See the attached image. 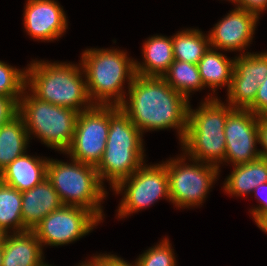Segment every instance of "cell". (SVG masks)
<instances>
[{
    "mask_svg": "<svg viewBox=\"0 0 267 266\" xmlns=\"http://www.w3.org/2000/svg\"><path fill=\"white\" fill-rule=\"evenodd\" d=\"M23 17L26 32L39 41H54L68 28L66 13L55 0H27Z\"/></svg>",
    "mask_w": 267,
    "mask_h": 266,
    "instance_id": "obj_13",
    "label": "cell"
},
{
    "mask_svg": "<svg viewBox=\"0 0 267 266\" xmlns=\"http://www.w3.org/2000/svg\"><path fill=\"white\" fill-rule=\"evenodd\" d=\"M81 63L34 60L26 68V88L38 99L82 112L93 107ZM84 77V79L82 78Z\"/></svg>",
    "mask_w": 267,
    "mask_h": 266,
    "instance_id": "obj_2",
    "label": "cell"
},
{
    "mask_svg": "<svg viewBox=\"0 0 267 266\" xmlns=\"http://www.w3.org/2000/svg\"><path fill=\"white\" fill-rule=\"evenodd\" d=\"M108 132L109 105H94L78 114L72 142L64 154L97 167L106 149Z\"/></svg>",
    "mask_w": 267,
    "mask_h": 266,
    "instance_id": "obj_9",
    "label": "cell"
},
{
    "mask_svg": "<svg viewBox=\"0 0 267 266\" xmlns=\"http://www.w3.org/2000/svg\"><path fill=\"white\" fill-rule=\"evenodd\" d=\"M19 113V102L12 96L0 95V127L10 122Z\"/></svg>",
    "mask_w": 267,
    "mask_h": 266,
    "instance_id": "obj_30",
    "label": "cell"
},
{
    "mask_svg": "<svg viewBox=\"0 0 267 266\" xmlns=\"http://www.w3.org/2000/svg\"><path fill=\"white\" fill-rule=\"evenodd\" d=\"M228 1H230V2H234V4H235V7L240 3V1L241 0H228Z\"/></svg>",
    "mask_w": 267,
    "mask_h": 266,
    "instance_id": "obj_40",
    "label": "cell"
},
{
    "mask_svg": "<svg viewBox=\"0 0 267 266\" xmlns=\"http://www.w3.org/2000/svg\"><path fill=\"white\" fill-rule=\"evenodd\" d=\"M144 151V148L106 147L96 167L101 182L104 184L106 179L113 189L145 163Z\"/></svg>",
    "mask_w": 267,
    "mask_h": 266,
    "instance_id": "obj_14",
    "label": "cell"
},
{
    "mask_svg": "<svg viewBox=\"0 0 267 266\" xmlns=\"http://www.w3.org/2000/svg\"><path fill=\"white\" fill-rule=\"evenodd\" d=\"M236 7L255 13L259 17L267 8V0H241Z\"/></svg>",
    "mask_w": 267,
    "mask_h": 266,
    "instance_id": "obj_35",
    "label": "cell"
},
{
    "mask_svg": "<svg viewBox=\"0 0 267 266\" xmlns=\"http://www.w3.org/2000/svg\"><path fill=\"white\" fill-rule=\"evenodd\" d=\"M247 109L255 115L267 116V77L259 85L255 100Z\"/></svg>",
    "mask_w": 267,
    "mask_h": 266,
    "instance_id": "obj_32",
    "label": "cell"
},
{
    "mask_svg": "<svg viewBox=\"0 0 267 266\" xmlns=\"http://www.w3.org/2000/svg\"><path fill=\"white\" fill-rule=\"evenodd\" d=\"M101 221L89 210L63 205L44 217L33 229L41 246H63L90 233Z\"/></svg>",
    "mask_w": 267,
    "mask_h": 266,
    "instance_id": "obj_10",
    "label": "cell"
},
{
    "mask_svg": "<svg viewBox=\"0 0 267 266\" xmlns=\"http://www.w3.org/2000/svg\"><path fill=\"white\" fill-rule=\"evenodd\" d=\"M77 266H100V262L93 256L89 261H84V263H79Z\"/></svg>",
    "mask_w": 267,
    "mask_h": 266,
    "instance_id": "obj_36",
    "label": "cell"
},
{
    "mask_svg": "<svg viewBox=\"0 0 267 266\" xmlns=\"http://www.w3.org/2000/svg\"><path fill=\"white\" fill-rule=\"evenodd\" d=\"M26 90L19 100L18 114L29 138L33 134L47 147L65 153L72 142L79 112L42 101Z\"/></svg>",
    "mask_w": 267,
    "mask_h": 266,
    "instance_id": "obj_6",
    "label": "cell"
},
{
    "mask_svg": "<svg viewBox=\"0 0 267 266\" xmlns=\"http://www.w3.org/2000/svg\"><path fill=\"white\" fill-rule=\"evenodd\" d=\"M259 83L245 77H232L227 91L228 104L233 109H247L255 100Z\"/></svg>",
    "mask_w": 267,
    "mask_h": 266,
    "instance_id": "obj_27",
    "label": "cell"
},
{
    "mask_svg": "<svg viewBox=\"0 0 267 266\" xmlns=\"http://www.w3.org/2000/svg\"><path fill=\"white\" fill-rule=\"evenodd\" d=\"M26 88V69H18L0 60V95L12 96L18 102Z\"/></svg>",
    "mask_w": 267,
    "mask_h": 266,
    "instance_id": "obj_28",
    "label": "cell"
},
{
    "mask_svg": "<svg viewBox=\"0 0 267 266\" xmlns=\"http://www.w3.org/2000/svg\"><path fill=\"white\" fill-rule=\"evenodd\" d=\"M257 226L267 234V215L264 216L258 223Z\"/></svg>",
    "mask_w": 267,
    "mask_h": 266,
    "instance_id": "obj_37",
    "label": "cell"
},
{
    "mask_svg": "<svg viewBox=\"0 0 267 266\" xmlns=\"http://www.w3.org/2000/svg\"><path fill=\"white\" fill-rule=\"evenodd\" d=\"M143 134L119 108L109 105V132L106 147L144 148Z\"/></svg>",
    "mask_w": 267,
    "mask_h": 266,
    "instance_id": "obj_22",
    "label": "cell"
},
{
    "mask_svg": "<svg viewBox=\"0 0 267 266\" xmlns=\"http://www.w3.org/2000/svg\"><path fill=\"white\" fill-rule=\"evenodd\" d=\"M258 144L263 148L259 150L260 156L267 158V116H259Z\"/></svg>",
    "mask_w": 267,
    "mask_h": 266,
    "instance_id": "obj_33",
    "label": "cell"
},
{
    "mask_svg": "<svg viewBox=\"0 0 267 266\" xmlns=\"http://www.w3.org/2000/svg\"><path fill=\"white\" fill-rule=\"evenodd\" d=\"M233 167L223 186L226 193L232 196H248L258 185L267 182V158L260 157Z\"/></svg>",
    "mask_w": 267,
    "mask_h": 266,
    "instance_id": "obj_19",
    "label": "cell"
},
{
    "mask_svg": "<svg viewBox=\"0 0 267 266\" xmlns=\"http://www.w3.org/2000/svg\"><path fill=\"white\" fill-rule=\"evenodd\" d=\"M21 199L24 231L33 230L44 217L63 206L47 178L35 187L21 192Z\"/></svg>",
    "mask_w": 267,
    "mask_h": 266,
    "instance_id": "obj_16",
    "label": "cell"
},
{
    "mask_svg": "<svg viewBox=\"0 0 267 266\" xmlns=\"http://www.w3.org/2000/svg\"><path fill=\"white\" fill-rule=\"evenodd\" d=\"M71 163L48 159L47 179L58 193L63 205L78 206L103 220L101 202L107 192L96 167L71 159Z\"/></svg>",
    "mask_w": 267,
    "mask_h": 266,
    "instance_id": "obj_5",
    "label": "cell"
},
{
    "mask_svg": "<svg viewBox=\"0 0 267 266\" xmlns=\"http://www.w3.org/2000/svg\"><path fill=\"white\" fill-rule=\"evenodd\" d=\"M232 77H245L261 84L267 77V52H246L235 57Z\"/></svg>",
    "mask_w": 267,
    "mask_h": 266,
    "instance_id": "obj_26",
    "label": "cell"
},
{
    "mask_svg": "<svg viewBox=\"0 0 267 266\" xmlns=\"http://www.w3.org/2000/svg\"><path fill=\"white\" fill-rule=\"evenodd\" d=\"M172 41L174 59L196 65L210 47L209 35H204L199 29L178 31L172 36Z\"/></svg>",
    "mask_w": 267,
    "mask_h": 266,
    "instance_id": "obj_23",
    "label": "cell"
},
{
    "mask_svg": "<svg viewBox=\"0 0 267 266\" xmlns=\"http://www.w3.org/2000/svg\"><path fill=\"white\" fill-rule=\"evenodd\" d=\"M184 154V155H182ZM180 158L163 162L166 165L170 201L177 208L198 207L218 178L220 169L197 161L182 153ZM186 157L193 164L185 163Z\"/></svg>",
    "mask_w": 267,
    "mask_h": 266,
    "instance_id": "obj_7",
    "label": "cell"
},
{
    "mask_svg": "<svg viewBox=\"0 0 267 266\" xmlns=\"http://www.w3.org/2000/svg\"><path fill=\"white\" fill-rule=\"evenodd\" d=\"M259 116L248 109H234L224 128L226 152L224 163L240 165L260 158L258 143Z\"/></svg>",
    "mask_w": 267,
    "mask_h": 266,
    "instance_id": "obj_11",
    "label": "cell"
},
{
    "mask_svg": "<svg viewBox=\"0 0 267 266\" xmlns=\"http://www.w3.org/2000/svg\"><path fill=\"white\" fill-rule=\"evenodd\" d=\"M4 236H5V233L0 229V244L3 242Z\"/></svg>",
    "mask_w": 267,
    "mask_h": 266,
    "instance_id": "obj_39",
    "label": "cell"
},
{
    "mask_svg": "<svg viewBox=\"0 0 267 266\" xmlns=\"http://www.w3.org/2000/svg\"><path fill=\"white\" fill-rule=\"evenodd\" d=\"M29 141L24 120L19 114L0 127V172L13 160L27 153Z\"/></svg>",
    "mask_w": 267,
    "mask_h": 266,
    "instance_id": "obj_21",
    "label": "cell"
},
{
    "mask_svg": "<svg viewBox=\"0 0 267 266\" xmlns=\"http://www.w3.org/2000/svg\"><path fill=\"white\" fill-rule=\"evenodd\" d=\"M168 237L142 253L137 259V266H177L175 253Z\"/></svg>",
    "mask_w": 267,
    "mask_h": 266,
    "instance_id": "obj_29",
    "label": "cell"
},
{
    "mask_svg": "<svg viewBox=\"0 0 267 266\" xmlns=\"http://www.w3.org/2000/svg\"><path fill=\"white\" fill-rule=\"evenodd\" d=\"M2 258H3V242L0 244V266H2Z\"/></svg>",
    "mask_w": 267,
    "mask_h": 266,
    "instance_id": "obj_38",
    "label": "cell"
},
{
    "mask_svg": "<svg viewBox=\"0 0 267 266\" xmlns=\"http://www.w3.org/2000/svg\"><path fill=\"white\" fill-rule=\"evenodd\" d=\"M94 257L100 262V266H137L136 262L132 265L114 254H98Z\"/></svg>",
    "mask_w": 267,
    "mask_h": 266,
    "instance_id": "obj_34",
    "label": "cell"
},
{
    "mask_svg": "<svg viewBox=\"0 0 267 266\" xmlns=\"http://www.w3.org/2000/svg\"><path fill=\"white\" fill-rule=\"evenodd\" d=\"M43 247L33 230L6 233L2 266H51L44 262Z\"/></svg>",
    "mask_w": 267,
    "mask_h": 266,
    "instance_id": "obj_15",
    "label": "cell"
},
{
    "mask_svg": "<svg viewBox=\"0 0 267 266\" xmlns=\"http://www.w3.org/2000/svg\"><path fill=\"white\" fill-rule=\"evenodd\" d=\"M252 193L255 194V198L258 199V202H260L258 207L250 209V213L254 218L253 220L257 224L264 216L267 215V182L258 185ZM263 193L266 196L263 195Z\"/></svg>",
    "mask_w": 267,
    "mask_h": 266,
    "instance_id": "obj_31",
    "label": "cell"
},
{
    "mask_svg": "<svg viewBox=\"0 0 267 266\" xmlns=\"http://www.w3.org/2000/svg\"><path fill=\"white\" fill-rule=\"evenodd\" d=\"M112 190L116 191V194H123L117 210L118 218L127 217V215L150 207L162 197L170 201L166 165L164 163L143 164L131 176L121 180Z\"/></svg>",
    "mask_w": 267,
    "mask_h": 266,
    "instance_id": "obj_8",
    "label": "cell"
},
{
    "mask_svg": "<svg viewBox=\"0 0 267 266\" xmlns=\"http://www.w3.org/2000/svg\"><path fill=\"white\" fill-rule=\"evenodd\" d=\"M258 19L255 13L234 8L208 33L210 47L220 51H243L244 55L245 48L252 42Z\"/></svg>",
    "mask_w": 267,
    "mask_h": 266,
    "instance_id": "obj_12",
    "label": "cell"
},
{
    "mask_svg": "<svg viewBox=\"0 0 267 266\" xmlns=\"http://www.w3.org/2000/svg\"><path fill=\"white\" fill-rule=\"evenodd\" d=\"M212 96L208 95L198 109L189 105L187 129L180 144L187 157L219 168L225 160L227 116L234 109Z\"/></svg>",
    "mask_w": 267,
    "mask_h": 266,
    "instance_id": "obj_3",
    "label": "cell"
},
{
    "mask_svg": "<svg viewBox=\"0 0 267 266\" xmlns=\"http://www.w3.org/2000/svg\"><path fill=\"white\" fill-rule=\"evenodd\" d=\"M162 78L188 100L191 92L205 88L198 66L189 62L174 60Z\"/></svg>",
    "mask_w": 267,
    "mask_h": 266,
    "instance_id": "obj_25",
    "label": "cell"
},
{
    "mask_svg": "<svg viewBox=\"0 0 267 266\" xmlns=\"http://www.w3.org/2000/svg\"><path fill=\"white\" fill-rule=\"evenodd\" d=\"M81 58L88 94L93 104L119 106L126 98L125 81L129 87L136 75L135 60L117 48H88Z\"/></svg>",
    "mask_w": 267,
    "mask_h": 266,
    "instance_id": "obj_4",
    "label": "cell"
},
{
    "mask_svg": "<svg viewBox=\"0 0 267 266\" xmlns=\"http://www.w3.org/2000/svg\"><path fill=\"white\" fill-rule=\"evenodd\" d=\"M21 209V192L0 181V229L5 234L24 231Z\"/></svg>",
    "mask_w": 267,
    "mask_h": 266,
    "instance_id": "obj_24",
    "label": "cell"
},
{
    "mask_svg": "<svg viewBox=\"0 0 267 266\" xmlns=\"http://www.w3.org/2000/svg\"><path fill=\"white\" fill-rule=\"evenodd\" d=\"M235 57L228 58L216 49L209 47L197 64L204 87L211 88L215 93L216 88L231 85Z\"/></svg>",
    "mask_w": 267,
    "mask_h": 266,
    "instance_id": "obj_20",
    "label": "cell"
},
{
    "mask_svg": "<svg viewBox=\"0 0 267 266\" xmlns=\"http://www.w3.org/2000/svg\"><path fill=\"white\" fill-rule=\"evenodd\" d=\"M48 159L25 153L0 172V181L20 192L29 190L47 178Z\"/></svg>",
    "mask_w": 267,
    "mask_h": 266,
    "instance_id": "obj_17",
    "label": "cell"
},
{
    "mask_svg": "<svg viewBox=\"0 0 267 266\" xmlns=\"http://www.w3.org/2000/svg\"><path fill=\"white\" fill-rule=\"evenodd\" d=\"M127 99L119 108L141 131L177 129L182 142L188 123L190 101L175 91L162 77L135 75Z\"/></svg>",
    "mask_w": 267,
    "mask_h": 266,
    "instance_id": "obj_1",
    "label": "cell"
},
{
    "mask_svg": "<svg viewBox=\"0 0 267 266\" xmlns=\"http://www.w3.org/2000/svg\"><path fill=\"white\" fill-rule=\"evenodd\" d=\"M143 62L135 60V73L144 77H163L173 63L172 37L153 35L143 43Z\"/></svg>",
    "mask_w": 267,
    "mask_h": 266,
    "instance_id": "obj_18",
    "label": "cell"
}]
</instances>
